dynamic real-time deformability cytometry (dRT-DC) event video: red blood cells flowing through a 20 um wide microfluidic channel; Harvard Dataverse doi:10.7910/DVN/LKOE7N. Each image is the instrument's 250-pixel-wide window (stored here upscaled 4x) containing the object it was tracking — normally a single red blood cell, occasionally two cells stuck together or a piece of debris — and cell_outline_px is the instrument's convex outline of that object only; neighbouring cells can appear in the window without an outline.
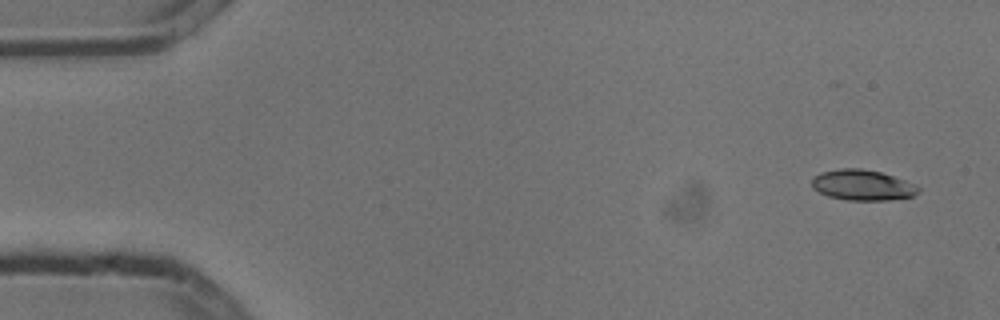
{"species": "common noctule bat (a hibernating species)", "species_latin": "Nyctalus noctula", "temperature_condition": "cold", "stored_images_in_passage": 7, "camera_frame_rate_fps": 3000, "um_per_image_px": 0.085, "animal": {"sex": "male", "body_mass_g": 13.3}, "frame": {"image": 1, "passage_image": 1, "time_ms": 0.0, "image_size_px": [1000, 320], "cell_outline_px": [[920, 192], [912, 196], [888, 200], [848, 200], [828, 196], [812, 188], [812, 180], [820, 172], [840, 168], [860, 168], [880, 172], [904, 180], [920, 188]], "centroid_in_image_um": [73.29, 15.73], "position_along_channel_um": 11.7, "area_um2": 18.79}}
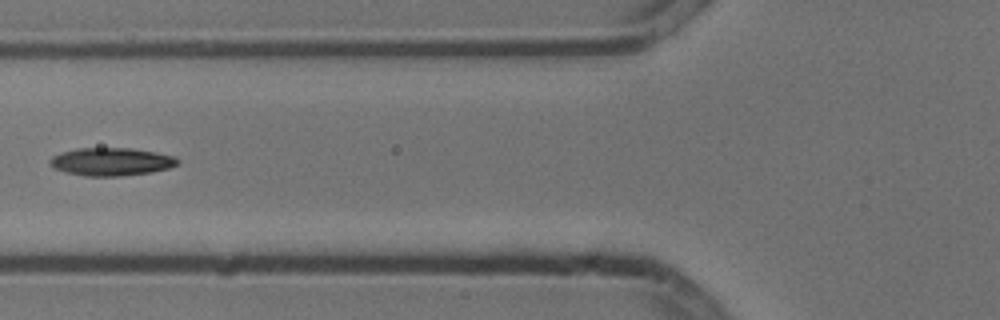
{"frame": {"image": 2, "passage_image": 6, "time_ms": 1.667, "image_size_px": [1000, 320], "cell_outline_px": [[180, 160], [176, 164], [168, 168], [152, 172], [120, 176], [84, 176], [64, 172], [56, 168], [48, 160], [52, 156], [60, 152], [76, 148], [128, 148], [156, 152], [172, 156]], "centroid_in_image_um": [9.43, 13.74], "position_along_channel_um": 116.4, "area_um2": 20.69}}
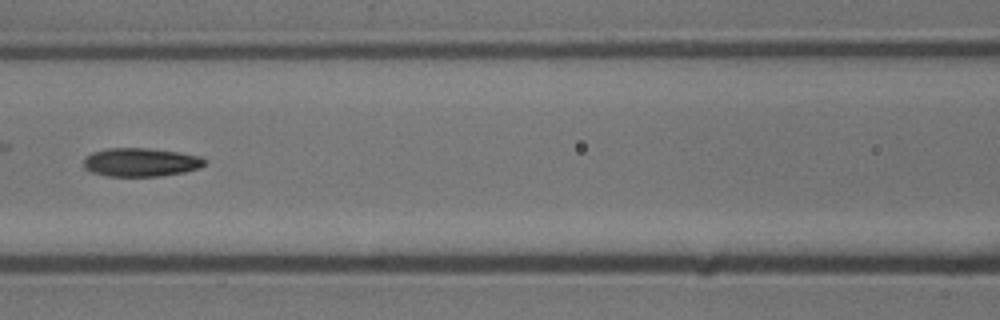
{"frame": {"image": 3, "passage_image": 7, "time_ms": 2.0, "image_size_px": [1000, 320], "cell_outline_px": [[208, 160], [200, 168], [184, 172], [156, 176], [108, 176], [92, 172], [84, 168], [84, 160], [92, 152], [108, 148], [148, 148], [176, 152], [200, 156]], "centroid_in_image_um": [11.98, 13.79], "position_along_channel_um": 154.6, "area_um2": 20.0}}